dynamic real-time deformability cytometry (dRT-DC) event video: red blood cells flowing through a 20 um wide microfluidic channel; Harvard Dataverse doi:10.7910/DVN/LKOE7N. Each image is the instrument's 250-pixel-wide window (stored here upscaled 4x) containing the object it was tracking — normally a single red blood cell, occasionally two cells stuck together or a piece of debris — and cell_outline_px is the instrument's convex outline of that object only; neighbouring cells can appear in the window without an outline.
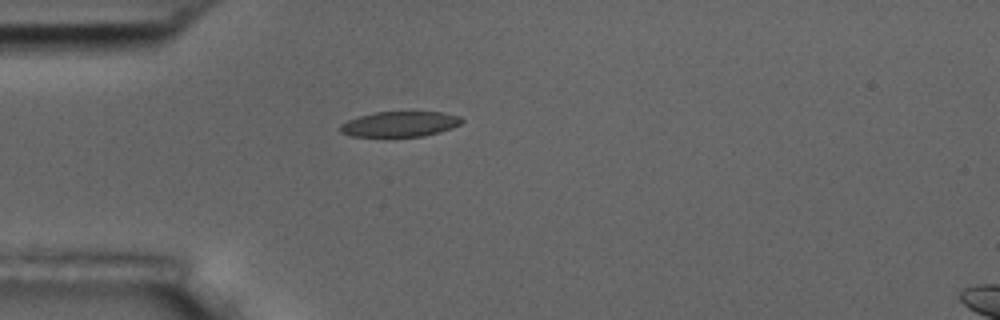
{"species": "common noctule bat (a hibernating species)", "species_latin": "Nyctalus noctula", "temperature_condition": "room temperature", "stored_images_in_passage": 2, "camera_frame_rate_fps": 3000, "um_per_image_px": 0.085, "animal": {"sex": "male", "body_mass_g": 17.5, "forearm_length_mm": 52.3}, "frame": {"image": 1, "passage_image": 1, "time_ms": 0.0, "image_size_px": [1000, 320], "cell_outline_px": [[464, 120], [460, 124], [452, 128], [440, 132], [424, 136], [352, 136], [340, 132], [340, 124], [348, 120], [360, 116], [376, 112], [440, 112], [460, 116]], "centroid_in_image_um": [34.01, 10.54], "position_along_channel_um": 51.0, "area_um2": 17.8}}